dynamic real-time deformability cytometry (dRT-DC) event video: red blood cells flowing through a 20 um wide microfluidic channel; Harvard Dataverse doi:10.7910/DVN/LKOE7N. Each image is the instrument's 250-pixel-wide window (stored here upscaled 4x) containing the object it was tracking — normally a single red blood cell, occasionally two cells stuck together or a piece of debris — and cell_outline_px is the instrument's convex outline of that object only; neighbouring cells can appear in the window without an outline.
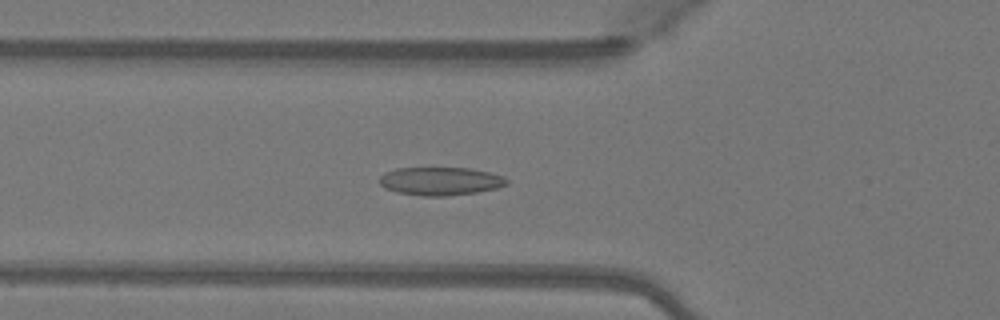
{"species": "Egyptian fruit bat (a non-hibernating species)", "species_latin": "Rousettus aegyptiacus", "temperature_condition": "warm", "stored_images_in_passage": 45, "camera_frame_rate_fps": 3000, "um_per_image_px": 0.085, "animal": {"sex": "female"}, "frame": {"image": 1, "passage_image": 13, "time_ms": 4.0, "image_size_px": [1000, 320], "cell_outline_px": [[508, 184], [496, 188], [476, 192], [444, 196], [424, 196], [396, 192], [384, 188], [376, 180], [384, 172], [396, 168], [472, 168], [504, 176], [508, 180]], "centroid_in_image_um": [37.39, 15.39], "position_along_channel_um": 88.4, "area_um2": 21.04}}
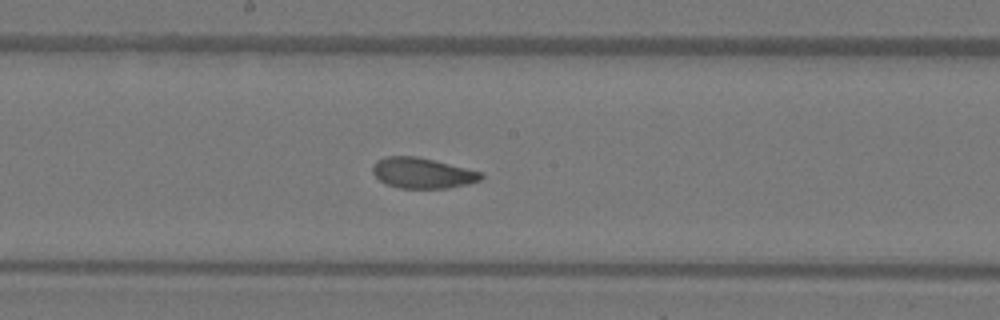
{"frame": {"image": 2, "passage_image": 22, "time_ms": 7.0, "image_size_px": [1000, 320], "cell_outline_px": [[484, 176], [480, 180], [468, 184], [448, 188], [400, 188], [388, 184], [380, 180], [372, 172], [372, 164], [376, 160], [384, 156], [416, 156], [484, 172]], "centroid_in_image_um": [35.91, 14.7], "position_along_channel_um": 212.3, "area_um2": 19.36}}
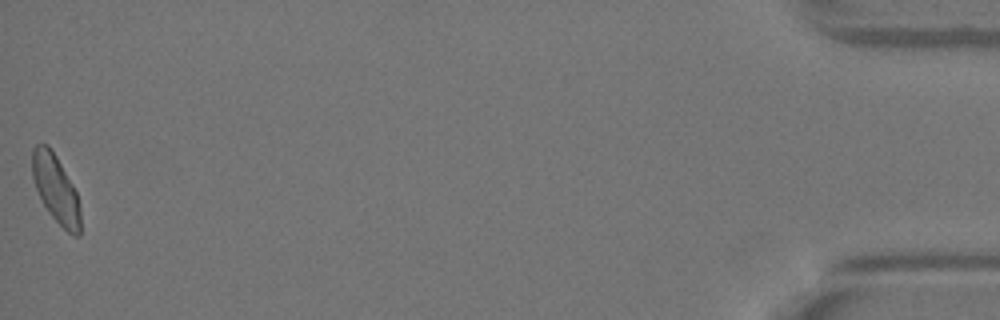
{"frame": {"image": 3, "passage_image": 45, "time_ms": 14.667, "image_size_px": [1000, 320], "cell_outline_px": [[80, 236], [72, 236], [48, 212], [36, 188], [32, 176], [32, 148], [36, 144], [48, 144], [56, 156], [72, 184], [76, 192], [80, 208]], "centroid_in_image_um": [4.74, 16.05], "position_along_channel_um": 430.5, "area_um2": 18.84}, "authors_computed_cell_mechanics": {"area_um2": 19.7676, "velocity_mm_per_s": 4.1021, "shape_relaxation_time_tau1_ms": 5.0093, "shape_relaxation_time_tau2_ms": 1.2428, "deformation_change_tau1": 0.1478, "deformation_change_tau2": 0.0643}}